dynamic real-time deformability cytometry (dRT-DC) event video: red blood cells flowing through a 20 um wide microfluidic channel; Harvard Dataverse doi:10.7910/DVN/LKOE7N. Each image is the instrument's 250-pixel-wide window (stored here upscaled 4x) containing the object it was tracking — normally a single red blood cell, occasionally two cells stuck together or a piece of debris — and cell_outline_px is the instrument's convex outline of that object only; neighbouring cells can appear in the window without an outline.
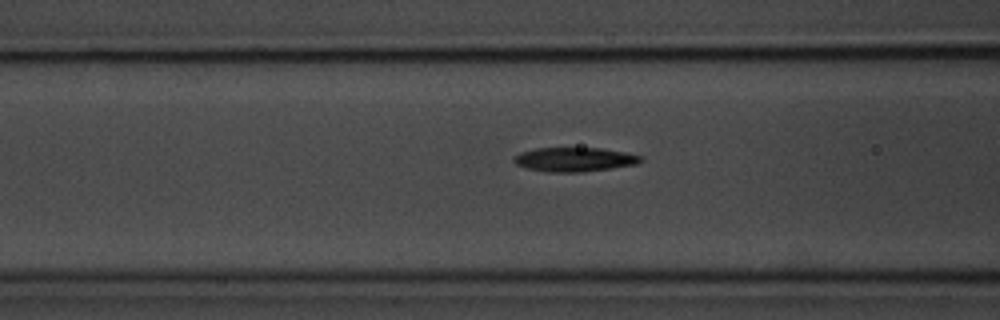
{"species": "common noctule bat (a hibernating species)", "species_latin": "Nyctalus noctula", "temperature_condition": "room temperature", "stored_images_in_passage": 40, "camera_frame_rate_fps": 3000, "um_per_image_px": 0.085, "animal": {"sex": "male", "body_mass_g": 20.1, "forearm_length_mm": 53.5}, "frame": {"image": 1, "passage_image": 8, "time_ms": 2.333, "image_size_px": [1000, 320], "cell_outline_px": [[644, 160], [636, 164], [580, 172], [548, 172], [528, 168], [516, 164], [512, 160], [512, 156], [520, 152], [536, 148], [600, 148], [624, 152], [640, 156]], "centroid_in_image_um": [48.77, 13.55], "position_along_channel_um": 117.8, "area_um2": 17.69}}
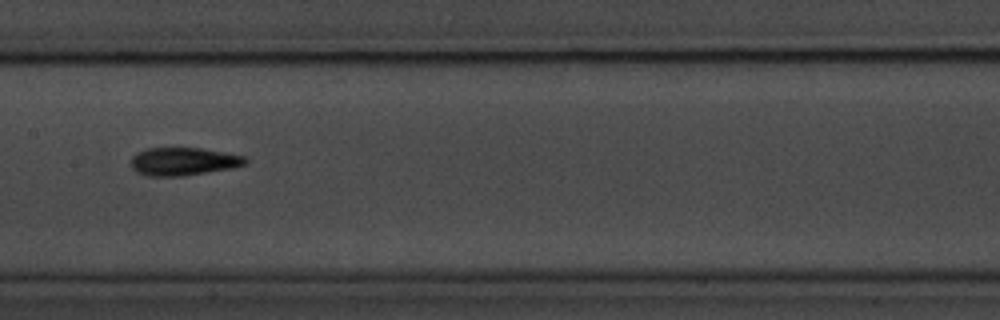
{"frame": {"image": 2, "passage_image": 14, "time_ms": 4.333, "image_size_px": [1000, 320], "cell_outline_px": [[248, 164], [232, 168], [184, 176], [148, 176], [136, 172], [132, 168], [132, 156], [136, 152], [148, 148], [200, 148], [244, 156], [248, 160]], "centroid_in_image_um": [15.59, 13.73], "position_along_channel_um": 191.8, "area_um2": 18.67}}
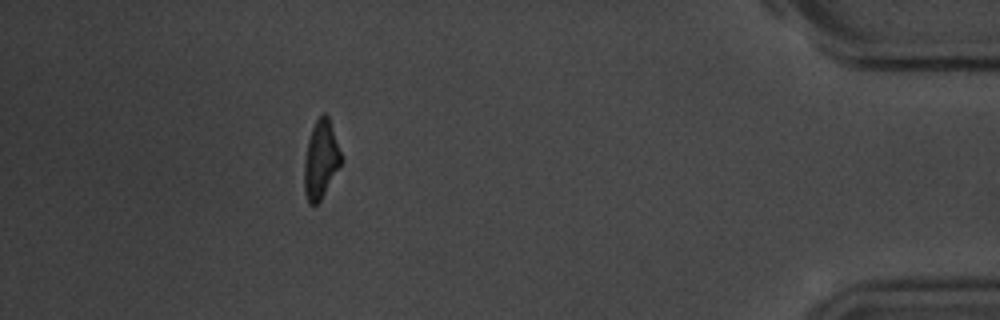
{"frame": {"image": 3, "passage_image": 36, "time_ms": 11.667, "image_size_px": [1000, 320], "cell_outline_px": [[344, 160], [320, 200], [316, 204], [308, 204], [304, 192], [304, 160], [308, 140], [312, 128], [316, 120], [324, 112], [328, 116]], "centroid_in_image_um": [27.27, 13.57], "position_along_channel_um": 407.9, "area_um2": 16.82}}